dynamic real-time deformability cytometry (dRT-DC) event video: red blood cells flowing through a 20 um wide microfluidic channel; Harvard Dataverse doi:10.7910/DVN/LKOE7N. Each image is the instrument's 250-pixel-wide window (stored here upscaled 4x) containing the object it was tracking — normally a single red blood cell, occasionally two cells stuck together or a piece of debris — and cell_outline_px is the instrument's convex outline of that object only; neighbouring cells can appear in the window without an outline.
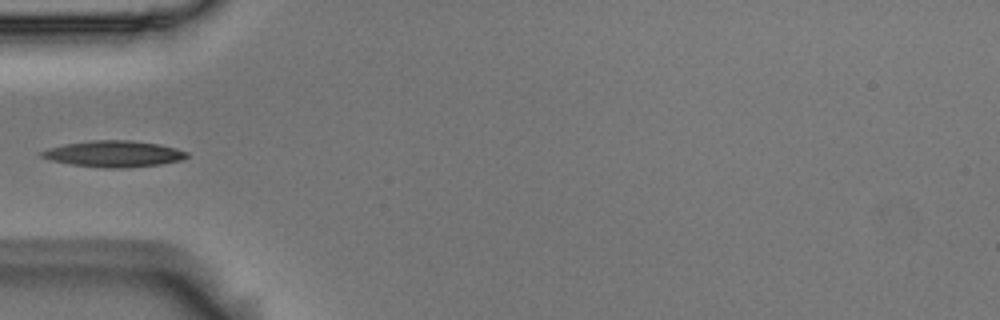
{"species": "Egyptian fruit bat (a non-hibernating species)", "species_latin": "Rousettus aegyptiacus", "temperature_condition": "room temperature", "stored_images_in_passage": 37, "camera_frame_rate_fps": 3000, "um_per_image_px": 0.085, "animal": {"sex": "male"}, "frame": {"image": 1, "passage_image": 1, "time_ms": 0.0, "image_size_px": [1000, 320], "cell_outline_px": [[188, 156], [184, 160], [160, 164], [128, 168], [104, 168], [72, 164], [52, 160], [40, 156], [40, 152], [48, 148], [64, 144], [92, 140], [132, 140], [160, 144], [176, 148], [188, 152]], "centroid_in_image_um": [9.72, 13.07], "position_along_channel_um": 75.3, "area_um2": 22.31}}
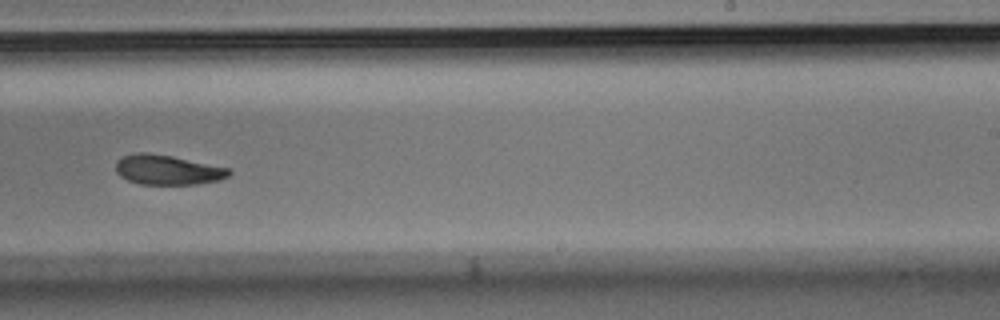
{"frame": {"image": 2, "passage_image": 17, "time_ms": 5.333, "image_size_px": [1000, 320], "cell_outline_px": [[232, 172], [228, 176], [220, 180], [196, 184], [140, 184], [128, 180], [120, 176], [116, 172], [116, 160], [124, 156], [136, 152], [144, 152], [172, 156], [232, 168]], "centroid_in_image_um": [14.27, 14.43], "position_along_channel_um": 274.7, "area_um2": 19.77}}
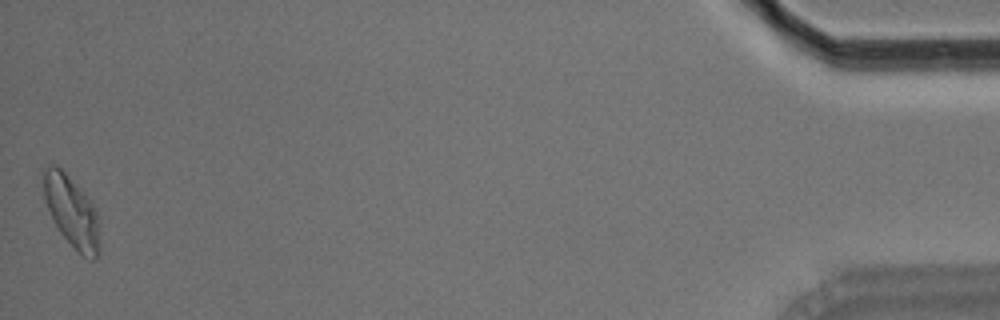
{"frame": {"image": 3, "passage_image": 37, "time_ms": 12.0, "image_size_px": [1000, 320], "cell_outline_px": [[100, 256], [96, 260], [92, 260], [80, 256], [60, 232], [44, 200], [40, 172], [48, 164], [56, 164], [84, 192], [96, 208], [100, 224]], "centroid_in_image_um": [6.11, 18.01], "position_along_channel_um": 429.1, "area_um2": 24.16}}